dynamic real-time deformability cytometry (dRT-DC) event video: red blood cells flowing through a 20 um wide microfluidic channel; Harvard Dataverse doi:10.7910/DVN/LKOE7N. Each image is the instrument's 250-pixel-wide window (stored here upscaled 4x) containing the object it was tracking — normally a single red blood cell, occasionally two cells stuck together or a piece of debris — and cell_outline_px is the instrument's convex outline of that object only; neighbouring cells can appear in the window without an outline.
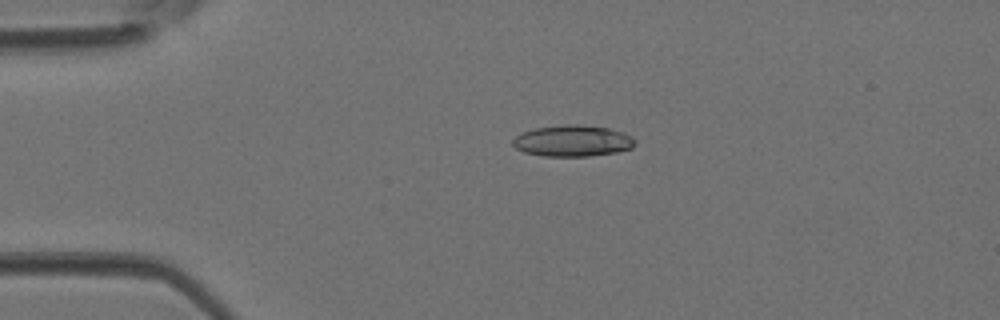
{"species": "Egyptian fruit bat (a non-hibernating species)", "species_latin": "Rousettus aegyptiacus", "temperature_condition": "room temperature", "stored_images_in_passage": 42, "camera_frame_rate_fps": 3000, "um_per_image_px": 0.085, "animal": {"sex": "female"}, "frame": {"image": 1, "passage_image": 9, "time_ms": 2.667, "image_size_px": [1000, 320], "cell_outline_px": [[636, 144], [632, 148], [616, 152], [588, 156], [544, 156], [524, 152], [516, 148], [512, 144], [512, 140], [516, 136], [524, 132], [536, 128], [564, 124], [576, 124], [608, 128], [632, 136], [636, 140]], "centroid_in_image_um": [48.68, 11.97], "position_along_channel_um": 36.3, "area_um2": 22.2}}
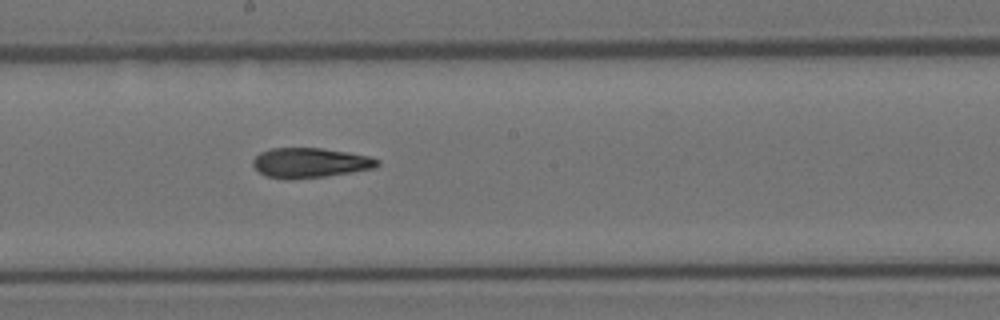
{"frame": {"image": 2, "passage_image": 23, "time_ms": 7.333, "image_size_px": [1000, 320], "cell_outline_px": [[380, 164], [376, 168], [324, 176], [292, 180], [284, 180], [264, 176], [252, 164], [252, 160], [260, 152], [272, 148], [320, 148], [348, 152], [368, 156], [380, 160]], "centroid_in_image_um": [26.33, 13.85], "position_along_channel_um": 221.9, "area_um2": 21.79}}
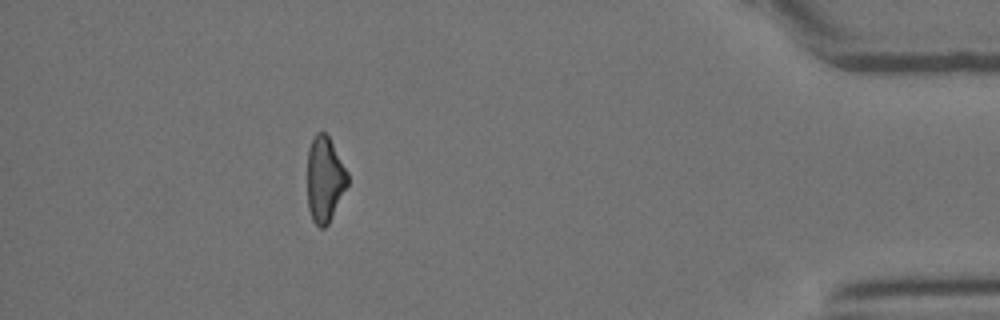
{"frame": {"image": 3, "passage_image": 38, "time_ms": 12.333, "image_size_px": [1000, 320], "cell_outline_px": [[348, 184], [328, 224], [324, 228], [320, 228], [312, 220], [308, 208], [308, 148], [316, 132], [324, 132], [328, 136], [348, 172]], "centroid_in_image_um": [27.6, 15.25], "position_along_channel_um": 407.6, "area_um2": 19.88}}